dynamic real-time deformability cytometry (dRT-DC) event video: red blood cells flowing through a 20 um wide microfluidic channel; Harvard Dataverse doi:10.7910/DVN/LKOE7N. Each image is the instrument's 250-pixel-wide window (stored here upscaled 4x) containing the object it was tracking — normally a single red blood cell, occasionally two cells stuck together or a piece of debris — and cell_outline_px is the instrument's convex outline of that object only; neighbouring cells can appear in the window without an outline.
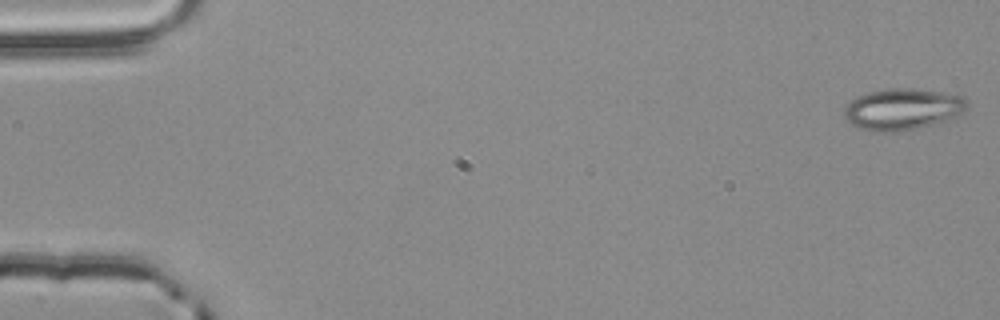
{"species": "common noctule bat (a hibernating species)", "species_latin": "Nyctalus noctula", "temperature_condition": "room temperature", "stored_images_in_passage": 54, "camera_frame_rate_fps": 3000, "um_per_image_px": 0.085, "animal": {"sex": "male", "body_mass_g": 20.4}, "frame": {"image": 1, "passage_image": 1, "time_ms": 0.0, "image_size_px": [1000, 320], "cell_outline_px": [[968, 108], [960, 116], [948, 120], [916, 128], [892, 132], [872, 132], [860, 128], [852, 124], [844, 116], [844, 108], [856, 96], [868, 92], [884, 88], [912, 88], [944, 92], [964, 96], [968, 104]], "centroid_in_image_um": [76.75, 9.27], "position_along_channel_um": 8.2, "area_um2": 30.0}}
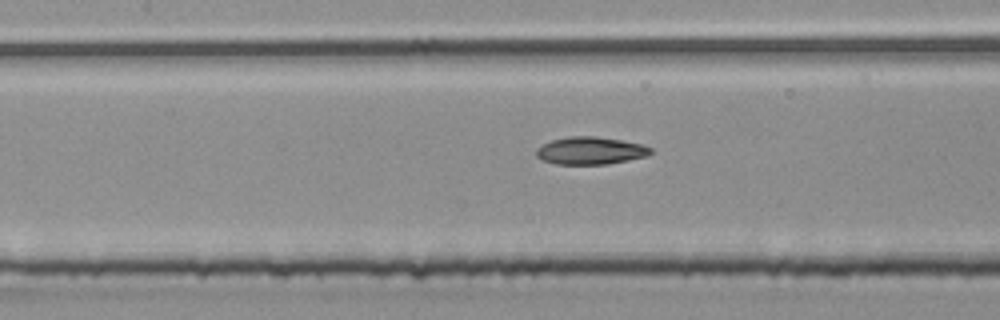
{"frame": {"image": 2, "passage_image": 25, "time_ms": 8.0, "image_size_px": [1000, 320], "cell_outline_px": [[652, 152], [648, 156], [608, 164], [556, 164], [540, 160], [536, 156], [536, 148], [552, 140], [568, 136], [596, 136], [620, 140], [640, 144], [652, 148]], "centroid_in_image_um": [50.17, 12.81], "position_along_channel_um": 157.2, "area_um2": 18.38}}
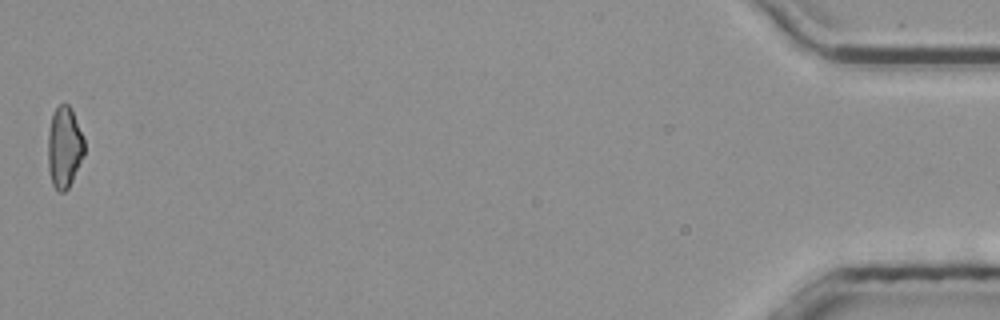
{"frame": {"image": 3, "passage_image": 54, "time_ms": 17.667, "image_size_px": [1000, 320], "cell_outline_px": [[84, 156], [68, 188], [64, 192], [56, 192], [52, 184], [48, 168], [48, 132], [52, 116], [56, 108], [60, 104], [68, 104], [72, 108], [84, 136]], "centroid_in_image_um": [5.47, 12.52], "position_along_channel_um": 429.7, "area_um2": 17.46}, "authors_computed_cell_mechanics": {"area_um2": 18.2359, "velocity_mm_per_s": 3.8632, "shape_relaxation_time_tau1_ms": null, "shape_relaxation_time_tau2_ms": 6.1619, "deformation_change_tau1": null, "deformation_change_tau2": 0.155}}